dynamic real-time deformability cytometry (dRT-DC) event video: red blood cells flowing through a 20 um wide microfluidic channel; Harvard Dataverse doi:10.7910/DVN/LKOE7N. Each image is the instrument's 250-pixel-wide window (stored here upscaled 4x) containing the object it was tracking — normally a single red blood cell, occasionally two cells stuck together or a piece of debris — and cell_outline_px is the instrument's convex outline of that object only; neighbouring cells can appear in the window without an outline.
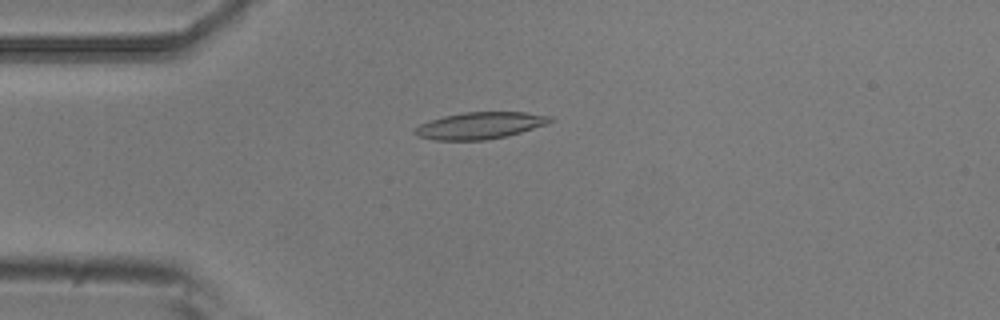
{"species": "common noctule bat (a hibernating species)", "species_latin": "Nyctalus noctula", "temperature_condition": "room temperature", "stored_images_in_passage": 6, "camera_frame_rate_fps": 3000, "um_per_image_px": 0.085, "animal": {"sex": "male", "body_mass_g": 20.5, "forearm_length_mm": 52.5}, "frame": {"image": 1, "passage_image": 3, "time_ms": 0.667, "image_size_px": [1000, 320], "cell_outline_px": [[556, 120], [548, 124], [508, 136], [484, 140], [436, 140], [416, 136], [412, 132], [420, 124], [444, 116], [464, 112], [524, 112], [552, 116]], "centroid_in_image_um": [40.85, 10.67], "position_along_channel_um": 44.2, "area_um2": 21.21}}
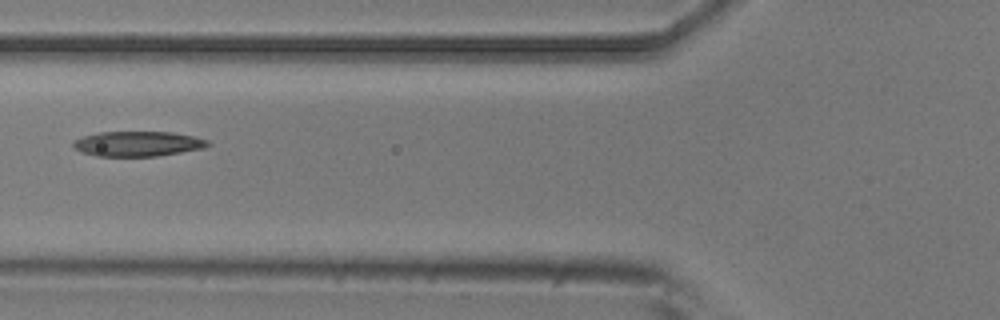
{"frame": {"image": 2, "passage_image": 5, "time_ms": 1.333, "image_size_px": [1000, 320], "cell_outline_px": [[212, 144], [204, 148], [156, 156], [96, 156], [80, 152], [72, 148], [72, 140], [84, 136], [100, 132], [172, 132], [196, 136], [208, 140]], "centroid_in_image_um": [11.7, 12.22], "position_along_channel_um": 114.1, "area_um2": 19.83}}
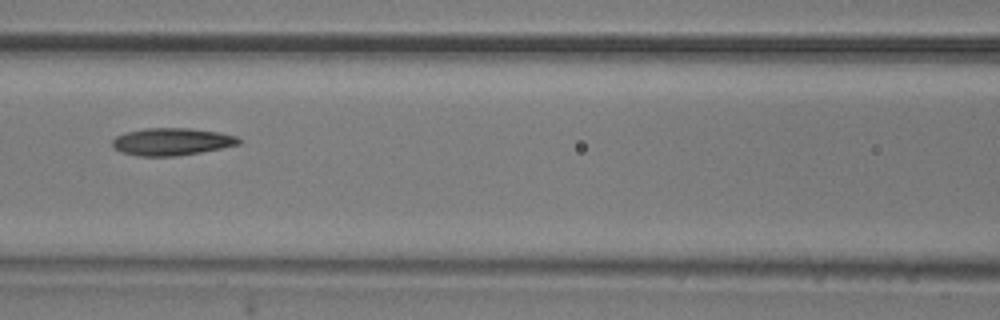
{"frame": {"image": 3, "passage_image": 6, "time_ms": 1.667, "image_size_px": [1000, 320], "cell_outline_px": [[244, 140], [240, 144], [200, 152], [176, 156], [136, 156], [120, 152], [112, 148], [112, 140], [116, 136], [124, 132], [144, 128], [188, 128], [220, 132], [236, 136]], "centroid_in_image_um": [14.57, 12.04], "position_along_channel_um": 152.0, "area_um2": 20.4}}